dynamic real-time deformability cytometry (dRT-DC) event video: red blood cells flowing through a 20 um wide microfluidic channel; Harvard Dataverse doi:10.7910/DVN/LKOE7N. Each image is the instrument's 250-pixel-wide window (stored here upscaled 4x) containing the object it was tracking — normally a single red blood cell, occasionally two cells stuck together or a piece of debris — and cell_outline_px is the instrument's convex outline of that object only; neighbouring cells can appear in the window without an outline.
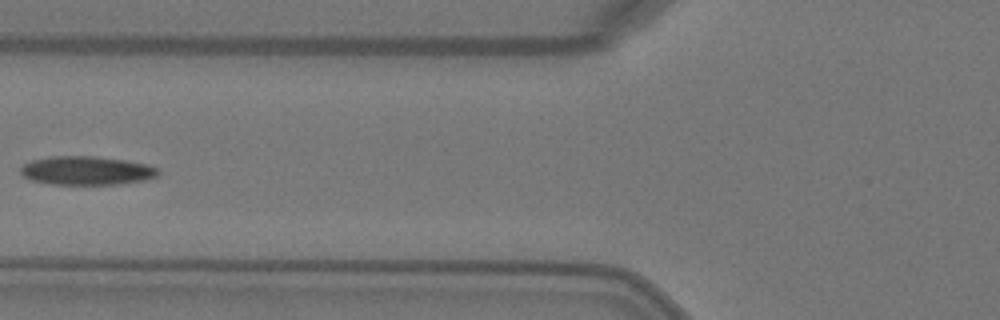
{"species": "Egyptian fruit bat (a non-hibernating species)", "species_latin": "Rousettus aegyptiacus", "temperature_condition": "warm", "stored_images_in_passage": 6, "camera_frame_rate_fps": 3000, "um_per_image_px": 0.085, "animal": {"sex": "female"}, "frame": {"image": 1, "passage_image": 5, "time_ms": 1.333, "image_size_px": [1000, 320], "cell_outline_px": [[160, 176], [144, 180], [116, 184], [48, 184], [32, 180], [24, 176], [20, 172], [20, 168], [24, 164], [32, 160], [52, 156], [96, 156], [124, 160], [148, 164], [160, 168]], "centroid_in_image_um": [7.4, 14.5], "position_along_channel_um": 118.4, "area_um2": 23.12}}